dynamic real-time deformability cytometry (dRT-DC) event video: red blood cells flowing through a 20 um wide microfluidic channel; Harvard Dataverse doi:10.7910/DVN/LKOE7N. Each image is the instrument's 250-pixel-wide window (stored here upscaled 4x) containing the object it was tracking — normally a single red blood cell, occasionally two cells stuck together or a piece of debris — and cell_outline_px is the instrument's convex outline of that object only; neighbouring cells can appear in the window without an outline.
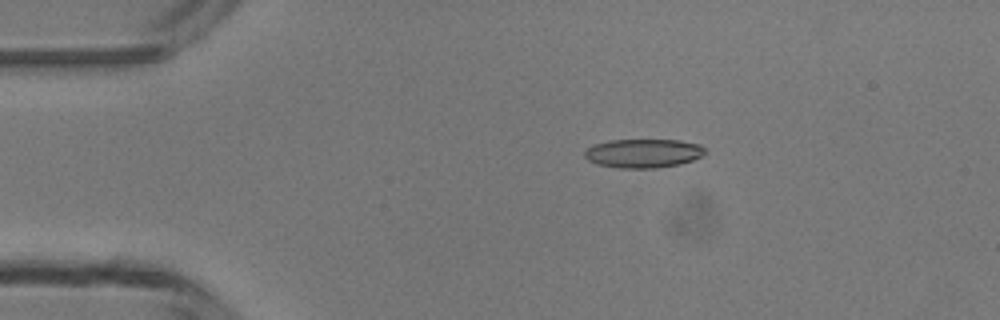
{"species": "common noctule bat (a hibernating species)", "species_latin": "Nyctalus noctula", "temperature_condition": "room temperature", "stored_images_in_passage": 3, "camera_frame_rate_fps": 3000, "um_per_image_px": 0.085, "animal": {"sex": "male", "body_mass_g": 13.3}, "frame": {"image": 1, "passage_image": 2, "time_ms": 1.333, "image_size_px": [1000, 320], "cell_outline_px": [[704, 152], [700, 156], [692, 160], [680, 164], [656, 168], [620, 168], [596, 164], [588, 160], [584, 156], [584, 152], [592, 144], [608, 140], [680, 140], [700, 144], [704, 148]], "centroid_in_image_um": [54.64, 13.02], "position_along_channel_um": 30.4, "area_um2": 20.29}}